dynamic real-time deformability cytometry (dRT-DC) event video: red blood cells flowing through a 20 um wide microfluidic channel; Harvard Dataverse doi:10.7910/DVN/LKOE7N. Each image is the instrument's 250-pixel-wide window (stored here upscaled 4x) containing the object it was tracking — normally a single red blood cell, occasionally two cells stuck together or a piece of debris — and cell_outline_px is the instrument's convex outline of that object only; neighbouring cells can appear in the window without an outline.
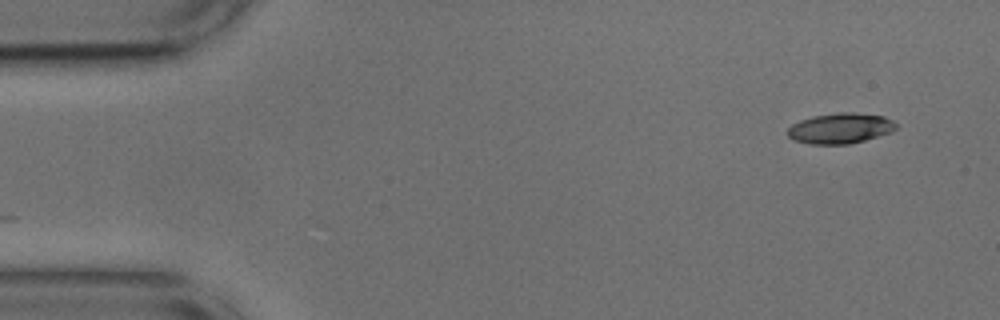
{"species": "common noctule bat (a hibernating species)", "species_latin": "Nyctalus noctula", "temperature_condition": "cold", "stored_images_in_passage": 6, "camera_frame_rate_fps": 3000, "um_per_image_px": 0.085, "animal": {"sex": "male", "body_mass_g": 17.9, "forearm_length_mm": 54.2}, "frame": {"image": 1, "passage_image": 1, "time_ms": 0.0, "image_size_px": [1000, 320], "cell_outline_px": [[896, 128], [892, 132], [864, 140], [848, 144], [812, 144], [792, 140], [788, 136], [788, 128], [792, 124], [800, 120], [812, 116], [840, 112], [852, 112], [884, 116], [892, 120], [896, 124]], "centroid_in_image_um": [71.41, 10.9], "position_along_channel_um": 13.6, "area_um2": 19.25}}